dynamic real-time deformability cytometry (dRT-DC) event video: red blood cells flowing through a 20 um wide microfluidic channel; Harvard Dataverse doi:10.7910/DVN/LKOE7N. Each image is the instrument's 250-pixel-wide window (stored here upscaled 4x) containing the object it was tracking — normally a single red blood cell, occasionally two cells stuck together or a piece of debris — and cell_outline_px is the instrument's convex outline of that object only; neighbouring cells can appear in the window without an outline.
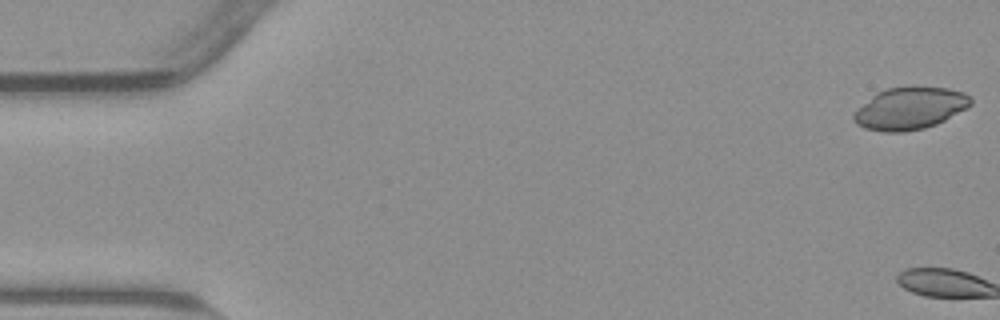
{"species": "common noctule bat (a hibernating species)", "species_latin": "Nyctalus noctula", "temperature_condition": "warm", "stored_images_in_passage": 2, "camera_frame_rate_fps": 3000, "um_per_image_px": 0.085, "animal": {"sex": "male", "body_mass_g": 23.1, "forearm_length_mm": 52.7}, "frame": {"image": 1, "passage_image": 1, "time_ms": 0.0, "image_size_px": [1000, 320], "cell_outline_px": [[972, 104], [968, 108], [936, 124], [924, 128], [904, 132], [884, 132], [864, 128], [856, 124], [852, 120], [852, 116], [856, 108], [876, 92], [888, 88], [912, 84], [948, 88], [964, 92], [972, 96]], "centroid_in_image_um": [77.34, 9.17], "position_along_channel_um": 7.7, "area_um2": 29.65}}